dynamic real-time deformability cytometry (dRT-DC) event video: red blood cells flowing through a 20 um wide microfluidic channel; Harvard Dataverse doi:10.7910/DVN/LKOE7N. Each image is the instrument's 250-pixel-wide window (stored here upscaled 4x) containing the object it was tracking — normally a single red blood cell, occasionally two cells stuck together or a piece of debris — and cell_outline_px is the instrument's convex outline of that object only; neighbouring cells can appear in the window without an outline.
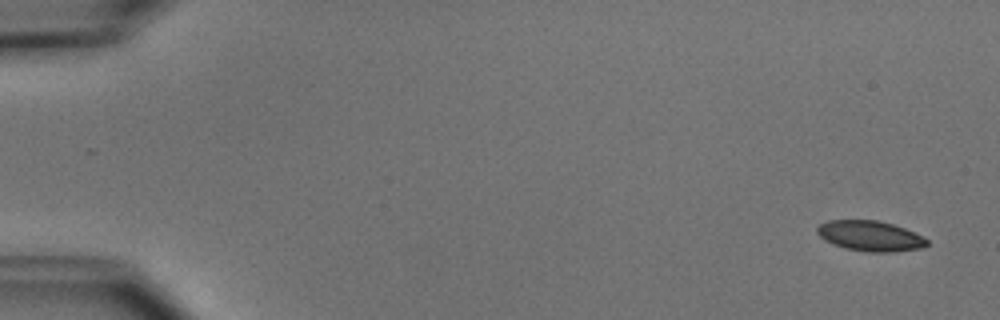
{"species": "common noctule bat (a hibernating species)", "species_latin": "Nyctalus noctula", "temperature_condition": "cold", "stored_images_in_passage": 5, "camera_frame_rate_fps": 3000, "um_per_image_px": 0.085, "animal": {"sex": "male", "body_mass_g": 15.6}, "frame": {"image": 1, "passage_image": 1, "time_ms": 0.0, "image_size_px": [1000, 320], "cell_outline_px": [[928, 244], [924, 248], [892, 252], [868, 252], [844, 248], [832, 244], [820, 236], [816, 232], [816, 228], [820, 224], [828, 220], [876, 220], [892, 224], [904, 228], [928, 240]], "centroid_in_image_um": [73.94, 20.06], "position_along_channel_um": 11.1, "area_um2": 19.36}}
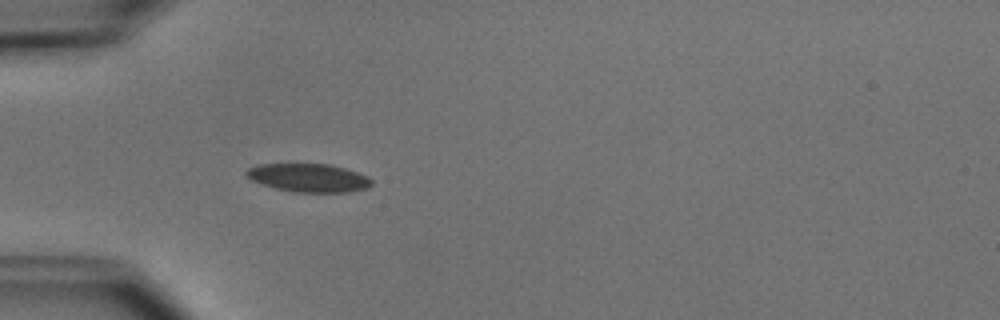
{"frame": {"image": 2, "passage_image": 5, "time_ms": 4.667, "image_size_px": [1000, 320], "cell_outline_px": [[372, 184], [368, 188], [348, 192], [292, 192], [260, 184], [244, 176], [244, 172], [248, 168], [256, 164], [288, 160], [328, 164], [344, 168], [368, 176], [372, 180]], "centroid_in_image_um": [26.12, 15.05], "position_along_channel_um": 58.9, "area_um2": 21.85}}